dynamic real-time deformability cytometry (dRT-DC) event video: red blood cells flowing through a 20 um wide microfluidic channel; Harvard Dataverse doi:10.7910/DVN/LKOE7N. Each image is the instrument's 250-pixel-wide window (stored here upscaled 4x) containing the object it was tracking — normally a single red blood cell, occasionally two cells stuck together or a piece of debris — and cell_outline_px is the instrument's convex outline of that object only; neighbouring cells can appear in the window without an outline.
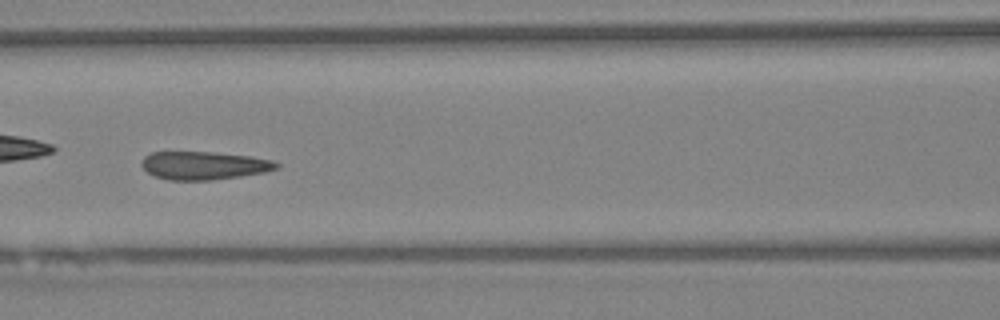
{"species": "Egyptian fruit bat (a non-hibernating species)", "species_latin": "Rousettus aegyptiacus", "temperature_condition": "warm", "stored_images_in_passage": 45, "camera_frame_rate_fps": 3000, "um_per_image_px": 0.085, "animal": {"sex": "female"}, "frame": {"image": 1, "passage_image": 20, "time_ms": 6.333, "image_size_px": [1000, 320], "cell_outline_px": [[280, 164], [276, 168], [264, 172], [240, 176], [212, 180], [168, 180], [156, 176], [148, 172], [140, 164], [144, 156], [152, 152], [212, 152], [248, 156], [272, 160]], "centroid_in_image_um": [17.31, 14.06], "position_along_channel_um": 149.3, "area_um2": 21.91}}